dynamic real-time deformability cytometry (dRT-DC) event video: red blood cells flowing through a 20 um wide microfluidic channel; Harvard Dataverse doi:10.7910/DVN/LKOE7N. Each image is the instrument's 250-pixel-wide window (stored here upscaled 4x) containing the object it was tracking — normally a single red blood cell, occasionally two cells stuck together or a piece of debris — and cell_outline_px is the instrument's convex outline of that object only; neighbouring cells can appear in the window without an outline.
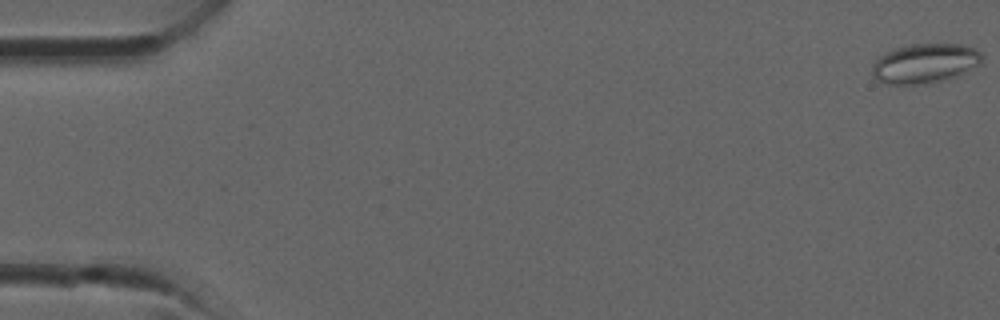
{"species": "common noctule bat (a hibernating species)", "species_latin": "Nyctalus noctula", "temperature_condition": "room temperature", "stored_images_in_passage": 12, "camera_frame_rate_fps": 3000, "um_per_image_px": 0.085, "animal": {"sex": "male", "forearm_length_mm": 52.5}, "frame": {"image": 1, "passage_image": 1, "time_ms": 0.0, "image_size_px": [1000, 320], "cell_outline_px": [[984, 56], [980, 64], [940, 80], [928, 84], [884, 84], [876, 80], [872, 76], [872, 64], [884, 52], [892, 48], [908, 44], [964, 44], [976, 48]], "centroid_in_image_um": [78.55, 5.36], "position_along_channel_um": 6.5, "area_um2": 25.32}}